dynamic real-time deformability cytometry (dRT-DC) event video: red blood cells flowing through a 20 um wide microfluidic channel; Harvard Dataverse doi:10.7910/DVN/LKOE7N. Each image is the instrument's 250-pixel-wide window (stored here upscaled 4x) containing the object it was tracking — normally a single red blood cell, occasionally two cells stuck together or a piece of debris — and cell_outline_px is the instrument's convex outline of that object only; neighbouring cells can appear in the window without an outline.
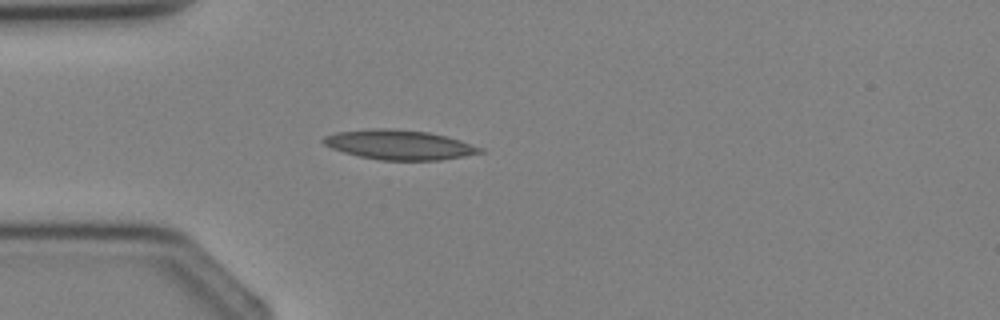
{"species": "Egyptian fruit bat (a non-hibernating species)", "species_latin": "Rousettus aegyptiacus", "temperature_condition": "cold", "stored_images_in_passage": 3, "camera_frame_rate_fps": 3000, "um_per_image_px": 0.085, "animal": {"sex": "female"}, "frame": {"image": 1, "passage_image": 3, "time_ms": 2.667, "image_size_px": [1000, 320], "cell_outline_px": [[484, 152], [464, 156], [440, 160], [380, 160], [360, 156], [344, 152], [332, 148], [324, 144], [320, 140], [324, 136], [336, 132], [376, 128], [396, 128], [428, 132], [448, 136], [484, 148]], "centroid_in_image_um": [33.95, 12.3], "position_along_channel_um": 51.0, "area_um2": 27.17}}